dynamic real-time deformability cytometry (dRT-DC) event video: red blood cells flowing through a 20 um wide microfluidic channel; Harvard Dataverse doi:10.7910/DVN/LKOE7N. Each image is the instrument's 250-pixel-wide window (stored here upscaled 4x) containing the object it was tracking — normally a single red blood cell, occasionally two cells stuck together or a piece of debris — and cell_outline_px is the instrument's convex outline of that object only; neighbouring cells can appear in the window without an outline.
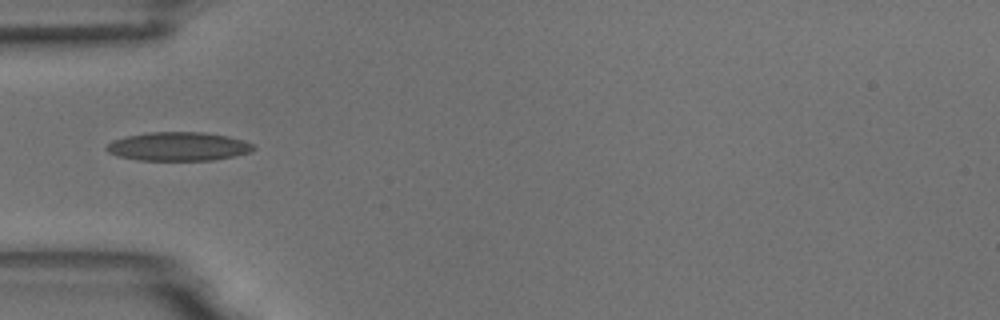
{"species": "common noctule bat (a hibernating species)", "species_latin": "Nyctalus noctula", "temperature_condition": "room temperature", "stored_images_in_passage": 3, "camera_frame_rate_fps": 3000, "um_per_image_px": 0.085, "animal": {"sex": "male", "body_mass_g": 18.8}, "frame": {"image": 1, "passage_image": 1, "time_ms": 0.0, "image_size_px": [1000, 320], "cell_outline_px": [[256, 148], [252, 152], [212, 160], [140, 160], [120, 156], [108, 152], [104, 148], [112, 140], [124, 136], [148, 132], [204, 132], [228, 136], [244, 140], [252, 144]], "centroid_in_image_um": [15.16, 12.44], "position_along_channel_um": 69.8, "area_um2": 24.62}}